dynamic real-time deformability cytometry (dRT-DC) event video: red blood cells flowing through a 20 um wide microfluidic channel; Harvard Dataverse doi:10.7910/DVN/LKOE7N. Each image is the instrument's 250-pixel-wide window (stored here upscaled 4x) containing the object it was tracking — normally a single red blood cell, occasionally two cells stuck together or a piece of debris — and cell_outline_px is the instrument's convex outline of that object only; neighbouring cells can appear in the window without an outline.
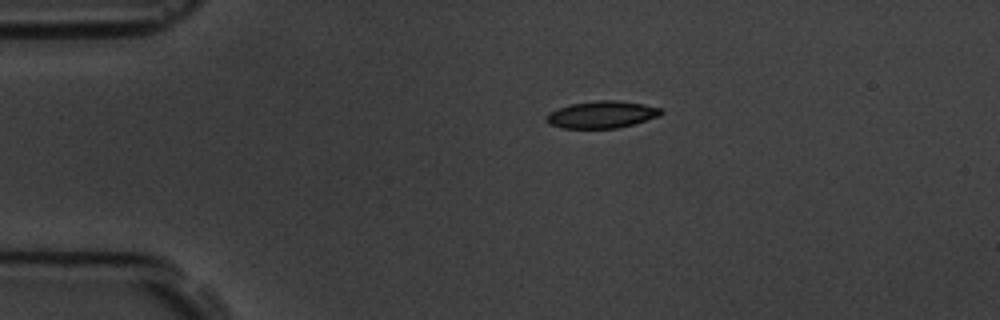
{"species": "common noctule bat (a hibernating species)", "species_latin": "Nyctalus noctula", "temperature_condition": "room temperature", "stored_images_in_passage": 4, "camera_frame_rate_fps": 3000, "um_per_image_px": 0.085, "animal": {"sex": "male", "body_mass_g": 19.5, "forearm_length_mm": 54.6}, "frame": {"image": 1, "passage_image": 1, "time_ms": 0.0, "image_size_px": [1000, 320], "cell_outline_px": [[664, 112], [660, 116], [632, 124], [616, 128], [564, 128], [548, 124], [544, 120], [544, 116], [548, 112], [572, 104], [596, 100], [616, 100], [644, 104], [664, 108]], "centroid_in_image_um": [51.15, 9.73], "position_along_channel_um": 33.8, "area_um2": 18.21}}
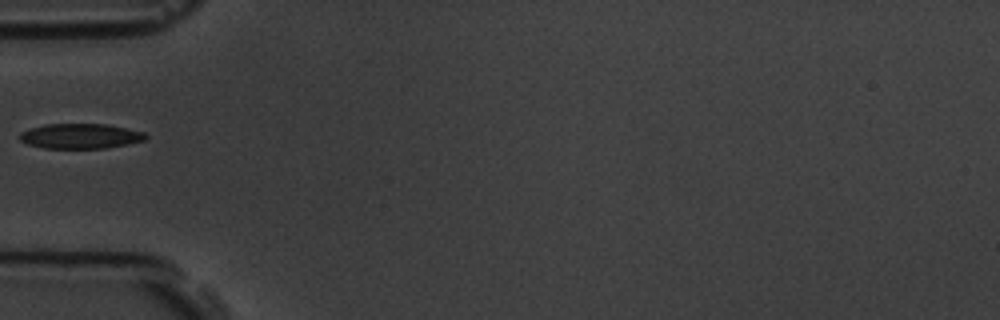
{"frame": {"image": 2, "passage_image": 3, "time_ms": 2.333, "image_size_px": [1000, 320], "cell_outline_px": [[148, 136], [144, 140], [128, 144], [104, 148], [44, 148], [28, 144], [20, 140], [20, 132], [28, 128], [44, 124], [108, 124], [144, 132]], "centroid_in_image_um": [6.82, 11.56], "position_along_channel_um": 78.2, "area_um2": 18.38}}
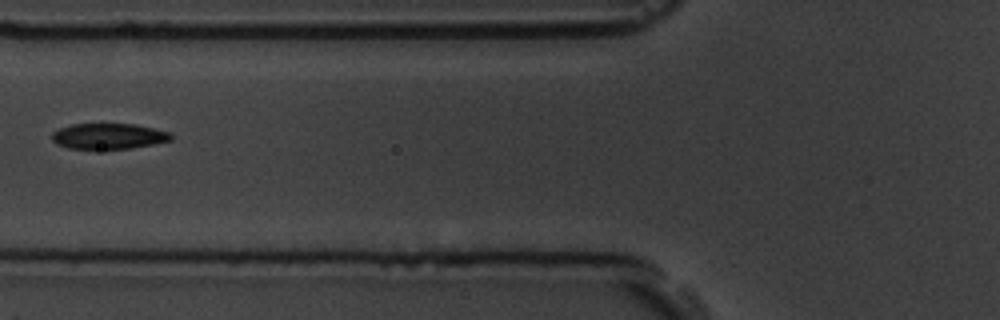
{"frame": {"image": 3, "passage_image": 4, "time_ms": 3.333, "image_size_px": [1000, 320], "cell_outline_px": [[172, 140], [132, 148], [68, 148], [56, 144], [52, 140], [52, 132], [60, 128], [72, 124], [136, 124], [172, 132]], "centroid_in_image_um": [9.25, 11.56], "position_along_channel_um": 116.6, "area_um2": 17.74}}